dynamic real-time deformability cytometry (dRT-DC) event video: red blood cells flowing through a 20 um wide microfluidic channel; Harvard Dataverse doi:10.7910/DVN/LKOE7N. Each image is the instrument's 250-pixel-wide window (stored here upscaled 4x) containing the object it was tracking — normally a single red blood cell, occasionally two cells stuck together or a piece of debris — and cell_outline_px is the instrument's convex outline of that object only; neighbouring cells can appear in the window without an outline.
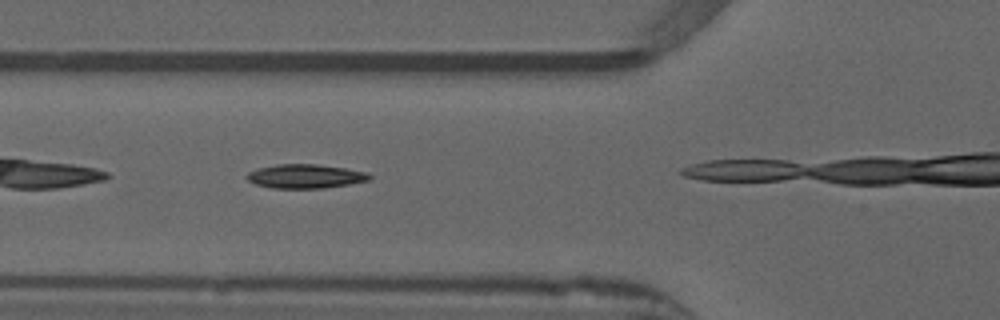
{"species": "common noctule bat (a hibernating species)", "species_latin": "Nyctalus noctula", "temperature_condition": "warm", "stored_images_in_passage": 7, "camera_frame_rate_fps": 3000, "um_per_image_px": 0.085, "animal": {"sex": "male", "forearm_length_mm": 52.5}, "frame": {"image": 1, "passage_image": 4, "time_ms": 1.0, "image_size_px": [1000, 320], "cell_outline_px": [[372, 176], [368, 180], [348, 184], [324, 188], [272, 188], [256, 184], [248, 180], [244, 176], [248, 172], [256, 168], [276, 164], [316, 164], [344, 168], [368, 172]], "centroid_in_image_um": [25.91, 14.97], "position_along_channel_um": 99.9, "area_um2": 17.17}}